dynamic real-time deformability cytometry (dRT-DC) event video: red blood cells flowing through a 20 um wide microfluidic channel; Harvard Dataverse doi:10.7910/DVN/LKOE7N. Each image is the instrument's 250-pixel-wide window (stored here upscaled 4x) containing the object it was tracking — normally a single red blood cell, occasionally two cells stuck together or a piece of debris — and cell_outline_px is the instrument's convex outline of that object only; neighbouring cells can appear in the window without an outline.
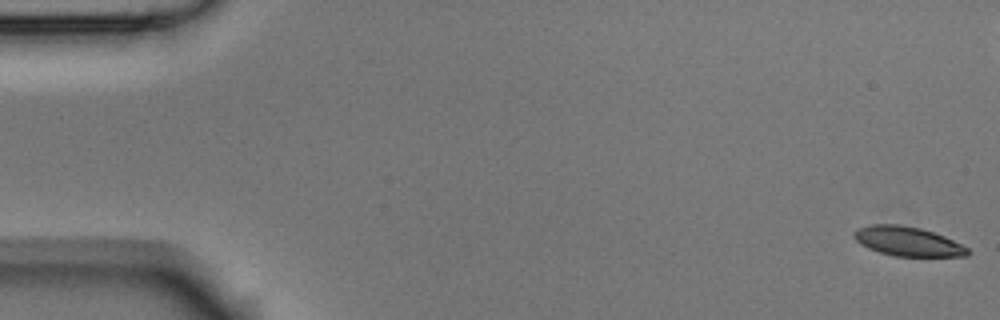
{"species": "Egyptian fruit bat (a non-hibernating species)", "species_latin": "Rousettus aegyptiacus", "temperature_condition": "room temperature", "stored_images_in_passage": 6, "camera_frame_rate_fps": 3000, "um_per_image_px": 0.085, "animal": {"sex": "male"}, "frame": {"image": 1, "passage_image": 1, "time_ms": 0.0, "image_size_px": [1000, 320], "cell_outline_px": [[972, 252], [968, 256], [892, 256], [868, 248], [860, 244], [852, 236], [852, 232], [856, 228], [868, 224], [900, 224], [920, 228], [944, 236], [968, 248]], "centroid_in_image_um": [77.11, 20.51], "position_along_channel_um": 7.9, "area_um2": 19.59}}
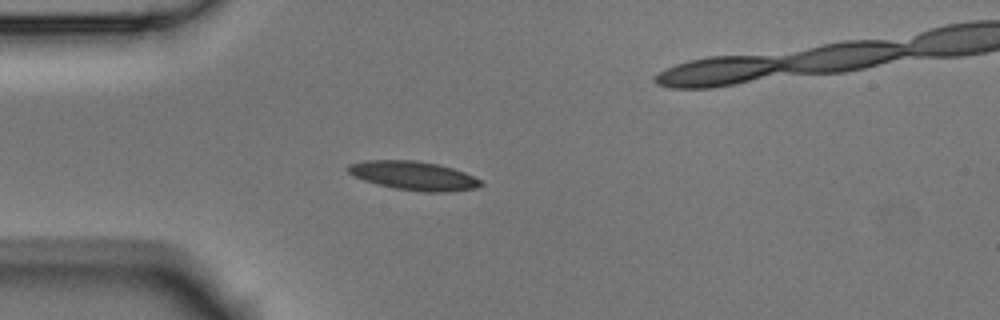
{"frame": {"image": 2, "passage_image": 5, "time_ms": 1.333, "image_size_px": [1000, 320], "cell_outline_px": [[484, 184], [476, 188], [448, 192], [424, 192], [396, 188], [376, 184], [352, 176], [348, 172], [348, 164], [364, 160], [412, 160], [440, 164], [464, 172], [480, 180]], "centroid_in_image_um": [35.14, 14.93], "position_along_channel_um": 49.9, "area_um2": 22.31}}